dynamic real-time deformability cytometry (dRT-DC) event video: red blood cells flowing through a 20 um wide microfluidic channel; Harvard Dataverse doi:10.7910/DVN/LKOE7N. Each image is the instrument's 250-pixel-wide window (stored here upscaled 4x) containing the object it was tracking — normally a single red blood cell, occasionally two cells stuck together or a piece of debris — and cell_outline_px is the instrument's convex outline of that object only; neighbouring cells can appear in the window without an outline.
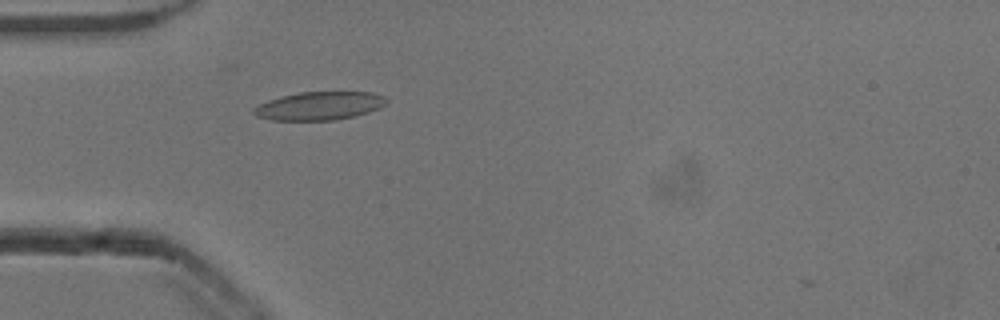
{"species": "common noctule bat (a hibernating species)", "species_latin": "Nyctalus noctula", "temperature_condition": "cold", "stored_images_in_passage": 17, "camera_frame_rate_fps": 3000, "um_per_image_px": 0.085, "animal": {"sex": "male", "body_mass_g": 13.3}, "frame": {"image": 1, "passage_image": 16, "time_ms": 5.0, "image_size_px": [1000, 320], "cell_outline_px": [[388, 100], [380, 108], [356, 116], [332, 120], [272, 120], [256, 116], [252, 112], [252, 108], [268, 100], [280, 96], [300, 92], [372, 92], [384, 96]], "centroid_in_image_um": [27.13, 9.0], "position_along_channel_um": 57.9, "area_um2": 21.91}}